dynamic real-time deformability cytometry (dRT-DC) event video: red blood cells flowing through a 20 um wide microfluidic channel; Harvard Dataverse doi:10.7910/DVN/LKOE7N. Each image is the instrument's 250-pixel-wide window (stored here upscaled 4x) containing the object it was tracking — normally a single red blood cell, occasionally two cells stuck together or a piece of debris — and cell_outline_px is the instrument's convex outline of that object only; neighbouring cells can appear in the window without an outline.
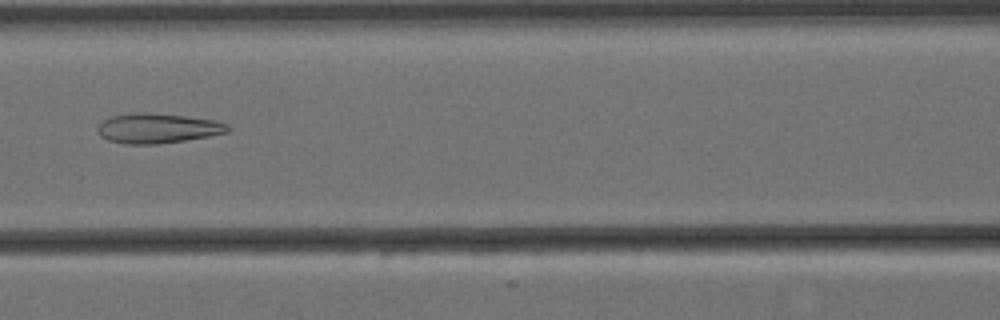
{"species": "Egyptian fruit bat (a non-hibernating species)", "species_latin": "Rousettus aegyptiacus", "temperature_condition": "cold", "stored_images_in_passage": 11, "camera_frame_rate_fps": 3000, "um_per_image_px": 0.085, "animal": {"sex": "female"}, "frame": {"image": 1, "passage_image": 7, "time_ms": 2.0, "image_size_px": [1000, 320], "cell_outline_px": [[232, 128], [228, 132], [208, 136], [160, 144], [124, 144], [108, 140], [100, 136], [96, 128], [104, 120], [112, 116], [132, 112], [140, 112], [184, 116], [216, 120], [228, 124]], "centroid_in_image_um": [13.4, 10.9], "position_along_channel_um": 153.2, "area_um2": 22.66}}
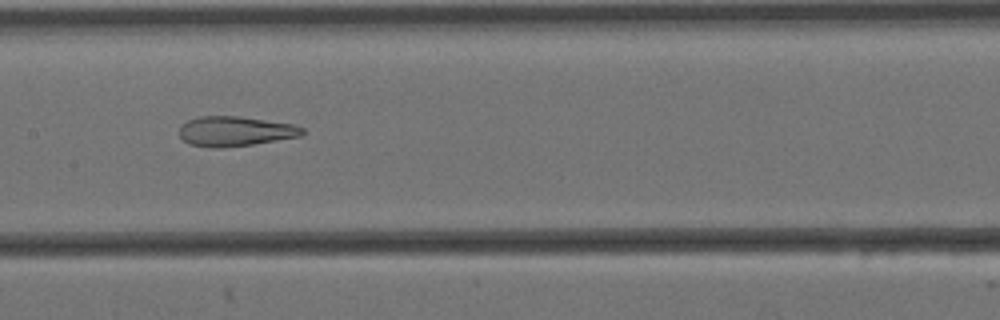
{"frame": {"image": 2, "passage_image": 8, "time_ms": 2.333, "image_size_px": [1000, 320], "cell_outline_px": [[304, 132], [300, 136], [252, 144], [220, 148], [208, 148], [188, 144], [180, 136], [180, 124], [188, 120], [200, 116], [240, 116], [292, 124], [304, 128]], "centroid_in_image_um": [19.94, 11.16], "position_along_channel_um": 187.5, "area_um2": 21.39}}
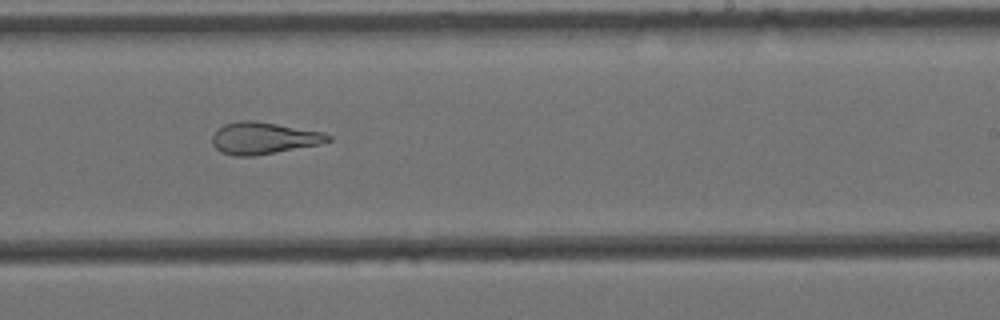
{"frame": {"image": 3, "passage_image": 10, "time_ms": 3.0, "image_size_px": [1000, 320], "cell_outline_px": [[332, 140], [320, 144], [256, 156], [236, 156], [220, 152], [212, 144], [212, 136], [216, 128], [224, 124], [240, 120], [252, 120], [324, 132], [332, 136]], "centroid_in_image_um": [22.38, 11.74], "position_along_channel_um": 266.6, "area_um2": 21.68}}